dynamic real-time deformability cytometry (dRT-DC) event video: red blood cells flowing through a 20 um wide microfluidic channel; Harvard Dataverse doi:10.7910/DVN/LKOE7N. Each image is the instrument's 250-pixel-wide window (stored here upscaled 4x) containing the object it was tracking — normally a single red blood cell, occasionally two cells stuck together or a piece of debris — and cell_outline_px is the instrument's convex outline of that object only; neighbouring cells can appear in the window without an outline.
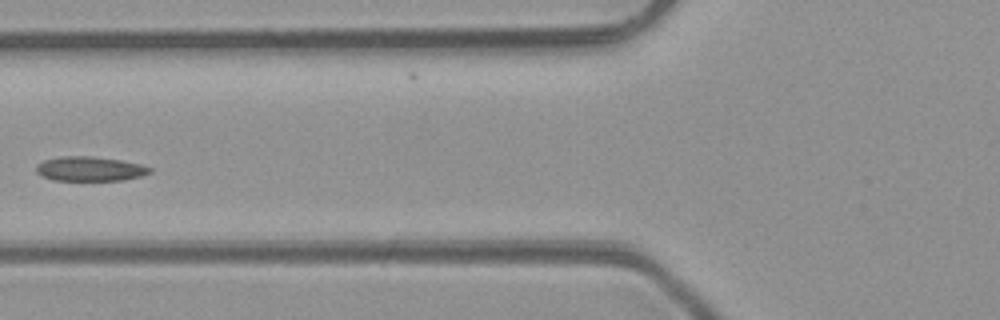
{"species": "common noctule bat (a hibernating species)", "species_latin": "Nyctalus noctula", "temperature_condition": "room temperature", "stored_images_in_passage": 6, "camera_frame_rate_fps": 3000, "um_per_image_px": 0.085, "animal": {"sex": "male", "body_mass_g": 23.1, "forearm_length_mm": 52.7}, "frame": {"image": 1, "passage_image": 6, "time_ms": 5.667, "image_size_px": [1000, 320], "cell_outline_px": [[152, 172], [140, 176], [124, 180], [52, 180], [36, 172], [36, 164], [44, 160], [60, 156], [92, 156], [120, 160], [140, 164], [152, 168]], "centroid_in_image_um": [7.64, 14.34], "position_along_channel_um": 118.2, "area_um2": 16.18}}